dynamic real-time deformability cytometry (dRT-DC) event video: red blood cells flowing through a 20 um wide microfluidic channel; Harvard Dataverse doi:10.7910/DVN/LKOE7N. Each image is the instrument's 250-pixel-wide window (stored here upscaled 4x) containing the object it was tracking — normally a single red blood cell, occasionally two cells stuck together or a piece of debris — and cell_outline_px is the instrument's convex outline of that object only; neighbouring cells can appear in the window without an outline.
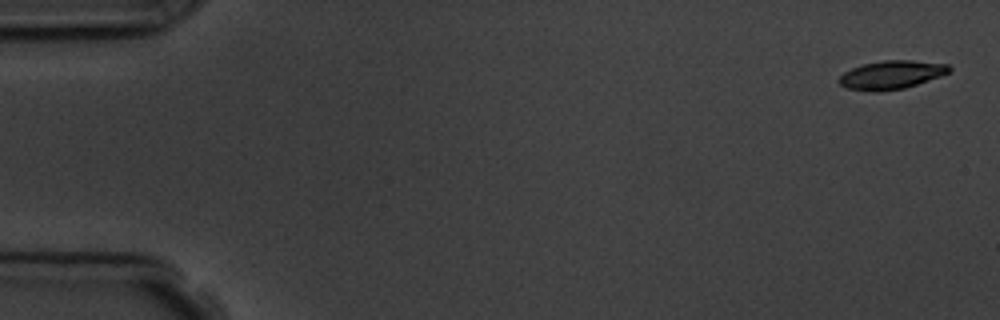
{"species": "common noctule bat (a hibernating species)", "species_latin": "Nyctalus noctula", "temperature_condition": "room temperature", "stored_images_in_passage": 5, "camera_frame_rate_fps": 3000, "um_per_image_px": 0.085, "animal": {"sex": "male", "body_mass_g": 19.5, "forearm_length_mm": 54.6}, "frame": {"image": 1, "passage_image": 1, "time_ms": 0.0, "image_size_px": [1000, 320], "cell_outline_px": [[952, 68], [948, 72], [940, 76], [904, 88], [876, 92], [868, 92], [848, 88], [840, 84], [836, 80], [844, 72], [852, 68], [864, 64], [884, 60], [912, 60], [948, 64]], "centroid_in_image_um": [75.74, 6.36], "position_along_channel_um": 9.3, "area_um2": 18.21}}
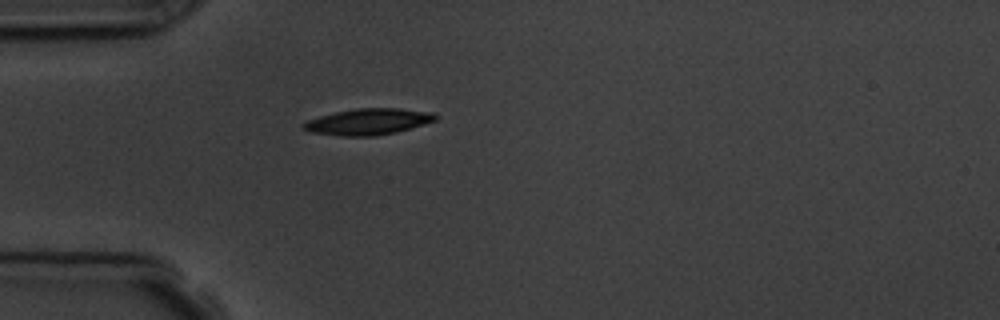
{"frame": {"image": 2, "passage_image": 5, "time_ms": 4.667, "image_size_px": [1000, 320], "cell_outline_px": [[436, 120], [424, 124], [396, 132], [376, 136], [340, 136], [312, 132], [300, 128], [300, 124], [308, 120], [320, 116], [336, 112], [356, 108], [400, 108], [436, 112]], "centroid_in_image_um": [31.3, 10.34], "position_along_channel_um": 53.7, "area_um2": 20.29}}